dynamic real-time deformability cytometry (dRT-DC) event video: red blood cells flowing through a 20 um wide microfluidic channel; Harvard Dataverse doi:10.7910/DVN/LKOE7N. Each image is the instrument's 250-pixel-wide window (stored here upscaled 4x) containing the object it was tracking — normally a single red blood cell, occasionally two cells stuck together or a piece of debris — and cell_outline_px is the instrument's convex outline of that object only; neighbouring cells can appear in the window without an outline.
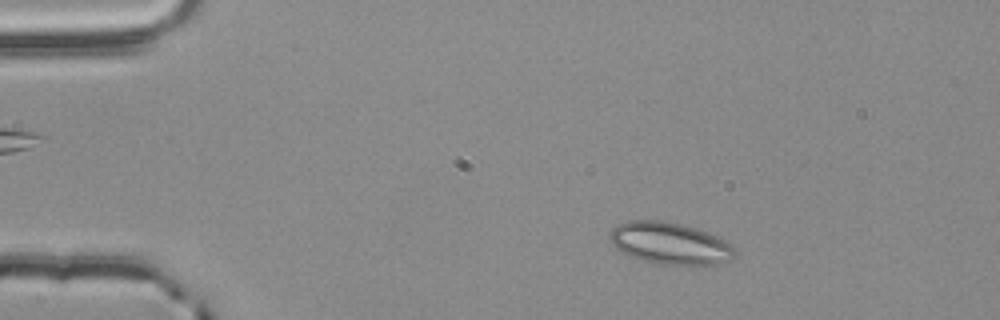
{"species": "common noctule bat (a hibernating species)", "species_latin": "Nyctalus noctula", "temperature_condition": "room temperature", "stored_images_in_passage": 53, "camera_frame_rate_fps": 3000, "um_per_image_px": 0.085, "animal": {"sex": "male", "body_mass_g": 20.4}, "frame": {"image": 1, "passage_image": 7, "time_ms": 2.0, "image_size_px": [1000, 320], "cell_outline_px": [[736, 256], [732, 260], [716, 264], [660, 264], [640, 260], [628, 256], [620, 252], [612, 244], [608, 236], [608, 232], [616, 224], [628, 220], [664, 220], [696, 228], [708, 232], [724, 240], [736, 252]], "centroid_in_image_um": [56.87, 20.67], "position_along_channel_um": 28.1, "area_um2": 30.75}}
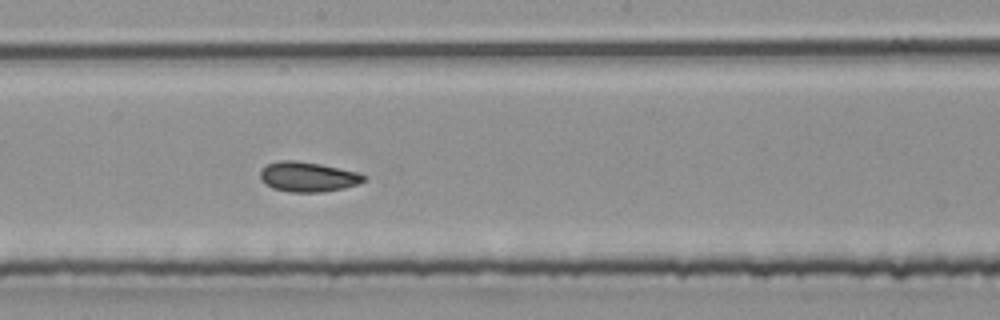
{"frame": {"image": 2, "passage_image": 28, "time_ms": 9.0, "image_size_px": [1000, 320], "cell_outline_px": [[368, 180], [360, 184], [344, 188], [320, 192], [288, 192], [272, 188], [264, 184], [260, 180], [260, 172], [268, 164], [280, 160], [296, 160], [320, 164], [360, 172], [368, 176]], "centroid_in_image_um": [26.22, 15.03], "position_along_channel_um": 222.0, "area_um2": 18.38}}
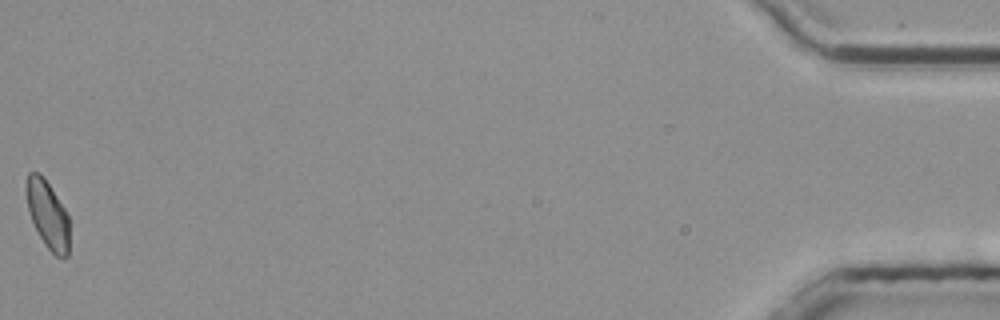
{"frame": {"image": 3, "passage_image": 53, "time_ms": 17.333, "image_size_px": [1000, 320], "cell_outline_px": [[68, 256], [56, 256], [44, 244], [28, 212], [24, 188], [28, 172], [40, 172], [64, 208], [68, 216]], "centroid_in_image_um": [4.01, 18.19], "position_along_channel_um": 431.2, "area_um2": 16.82}, "authors_computed_cell_mechanics": {"area_um2": 17.7446, "velocity_mm_per_s": 3.7625, "shape_relaxation_time_tau1_ms": null, "shape_relaxation_time_tau2_ms": 2.2937, "deformation_change_tau1": null, "deformation_change_tau2": 0.0601}}